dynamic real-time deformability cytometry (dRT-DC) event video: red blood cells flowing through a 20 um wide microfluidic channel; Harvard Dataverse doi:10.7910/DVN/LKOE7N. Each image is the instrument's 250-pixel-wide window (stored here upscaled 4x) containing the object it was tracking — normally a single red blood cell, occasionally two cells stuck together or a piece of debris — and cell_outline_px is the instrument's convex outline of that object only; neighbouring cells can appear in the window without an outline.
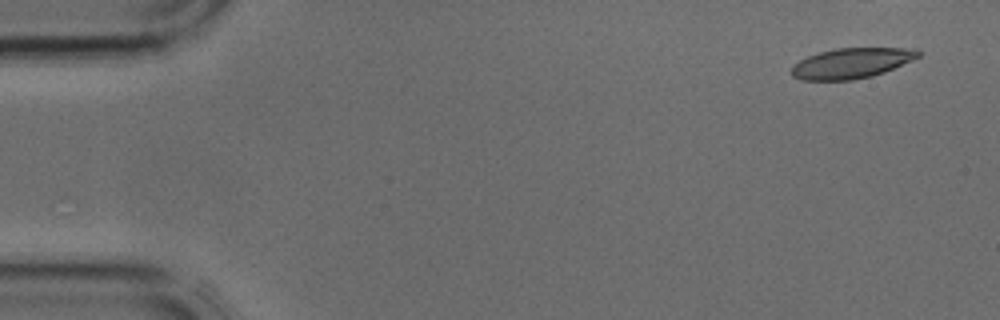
{"species": "common noctule bat (a hibernating species)", "species_latin": "Nyctalus noctula", "temperature_condition": "cold", "stored_images_in_passage": 4, "camera_frame_rate_fps": 3000, "um_per_image_px": 0.085, "animal": {"sex": "male", "body_mass_g": 17.9, "forearm_length_mm": 54.2}, "frame": {"image": 1, "passage_image": 1, "time_ms": 0.0, "image_size_px": [1000, 320], "cell_outline_px": [[920, 56], [912, 60], [884, 72], [872, 76], [852, 80], [800, 80], [792, 76], [792, 68], [800, 60], [808, 56], [820, 52], [836, 48], [916, 48], [920, 52]], "centroid_in_image_um": [72.39, 5.37], "position_along_channel_um": 12.6, "area_um2": 22.25}}